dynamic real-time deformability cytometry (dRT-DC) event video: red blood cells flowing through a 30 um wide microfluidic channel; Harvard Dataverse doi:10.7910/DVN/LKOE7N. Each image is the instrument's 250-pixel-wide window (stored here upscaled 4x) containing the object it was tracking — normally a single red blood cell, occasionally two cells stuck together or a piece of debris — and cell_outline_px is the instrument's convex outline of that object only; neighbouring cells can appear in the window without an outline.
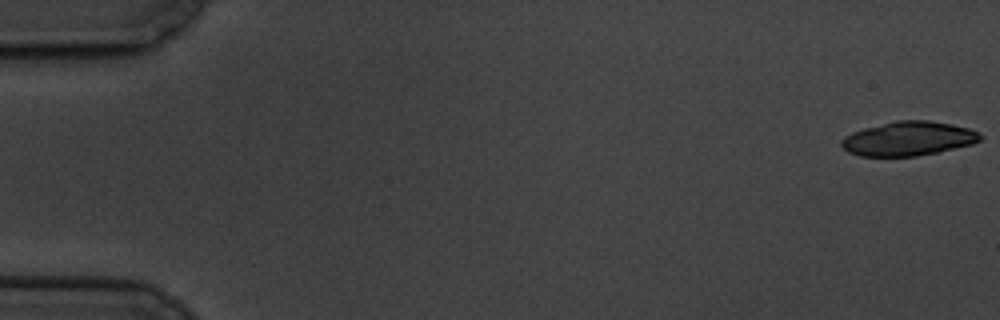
{"species": "common noctule bat (a hibernating species)", "species_latin": "Nyctalus noctula", "temperature_condition": "cold", "stored_images_in_passage": 6, "camera_frame_rate_fps": 3000, "um_per_image_px": 0.085, "animal": {"sex": "male", "body_mass_g": 19.5, "forearm_length_mm": 54.6}, "frame": {"image": 1, "passage_image": 1, "time_ms": 0.0, "image_size_px": [1000, 320], "cell_outline_px": [[984, 136], [980, 140], [972, 144], [936, 152], [916, 156], [860, 156], [848, 152], [840, 144], [840, 140], [844, 136], [852, 132], [864, 128], [896, 120], [928, 120], [952, 124], [968, 128], [980, 132]], "centroid_in_image_um": [77.21, 11.78], "position_along_channel_um": 7.8, "area_um2": 27.69}}
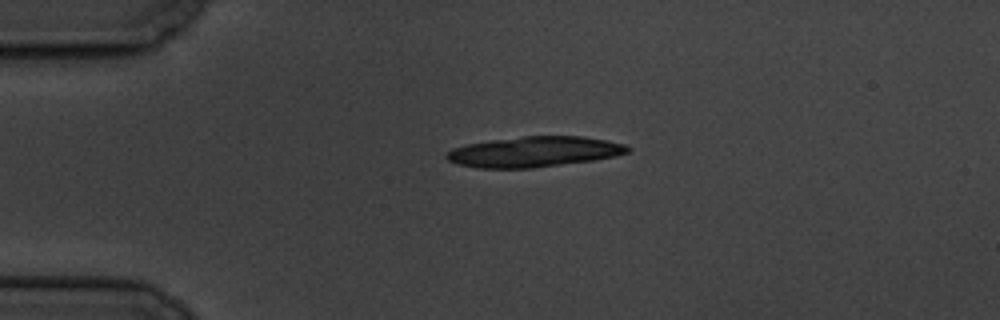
{"frame": {"image": 2, "passage_image": 5, "time_ms": 4.333, "image_size_px": [1000, 320], "cell_outline_px": [[632, 148], [628, 152], [616, 156], [592, 160], [532, 168], [476, 168], [456, 164], [448, 160], [444, 156], [452, 148], [468, 144], [492, 140], [524, 136], [584, 136], [608, 140], [624, 144]], "centroid_in_image_um": [45.41, 12.9], "position_along_channel_um": 39.6, "area_um2": 32.14}}